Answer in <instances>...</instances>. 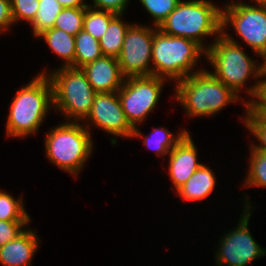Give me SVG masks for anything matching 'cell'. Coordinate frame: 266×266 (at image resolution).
<instances>
[{
	"label": "cell",
	"mask_w": 266,
	"mask_h": 266,
	"mask_svg": "<svg viewBox=\"0 0 266 266\" xmlns=\"http://www.w3.org/2000/svg\"><path fill=\"white\" fill-rule=\"evenodd\" d=\"M46 72L39 73L25 87L17 90L6 122L8 137L23 138L35 134L52 108V85Z\"/></svg>",
	"instance_id": "6da1fadb"
},
{
	"label": "cell",
	"mask_w": 266,
	"mask_h": 266,
	"mask_svg": "<svg viewBox=\"0 0 266 266\" xmlns=\"http://www.w3.org/2000/svg\"><path fill=\"white\" fill-rule=\"evenodd\" d=\"M175 99L185 109L187 116H213L231 102L242 97L204 69L178 81Z\"/></svg>",
	"instance_id": "7a4b0ae2"
},
{
	"label": "cell",
	"mask_w": 266,
	"mask_h": 266,
	"mask_svg": "<svg viewBox=\"0 0 266 266\" xmlns=\"http://www.w3.org/2000/svg\"><path fill=\"white\" fill-rule=\"evenodd\" d=\"M158 29L168 35L194 40L207 50L211 44L205 45L203 37H218L222 33V9L209 0H181Z\"/></svg>",
	"instance_id": "3957f363"
},
{
	"label": "cell",
	"mask_w": 266,
	"mask_h": 266,
	"mask_svg": "<svg viewBox=\"0 0 266 266\" xmlns=\"http://www.w3.org/2000/svg\"><path fill=\"white\" fill-rule=\"evenodd\" d=\"M206 50L194 40L165 34L156 28L152 46V76L181 81L193 71ZM176 80V81H175Z\"/></svg>",
	"instance_id": "277c9868"
},
{
	"label": "cell",
	"mask_w": 266,
	"mask_h": 266,
	"mask_svg": "<svg viewBox=\"0 0 266 266\" xmlns=\"http://www.w3.org/2000/svg\"><path fill=\"white\" fill-rule=\"evenodd\" d=\"M226 31L216 37L206 50L207 61L215 70L212 74L237 95L244 88L248 77L261 78L263 63L256 64ZM258 65V66H257Z\"/></svg>",
	"instance_id": "5b68a950"
},
{
	"label": "cell",
	"mask_w": 266,
	"mask_h": 266,
	"mask_svg": "<svg viewBox=\"0 0 266 266\" xmlns=\"http://www.w3.org/2000/svg\"><path fill=\"white\" fill-rule=\"evenodd\" d=\"M89 123L82 125L79 122L67 121L51 128L46 134L45 153L49 161L60 170L77 176L90 159L93 154V142Z\"/></svg>",
	"instance_id": "8992f818"
},
{
	"label": "cell",
	"mask_w": 266,
	"mask_h": 266,
	"mask_svg": "<svg viewBox=\"0 0 266 266\" xmlns=\"http://www.w3.org/2000/svg\"><path fill=\"white\" fill-rule=\"evenodd\" d=\"M46 75L52 85L53 108L61 112L68 122L86 120L97 92L88 82L83 70L60 67Z\"/></svg>",
	"instance_id": "52a82bcc"
},
{
	"label": "cell",
	"mask_w": 266,
	"mask_h": 266,
	"mask_svg": "<svg viewBox=\"0 0 266 266\" xmlns=\"http://www.w3.org/2000/svg\"><path fill=\"white\" fill-rule=\"evenodd\" d=\"M229 24L263 61L266 57V4L228 2L222 9V31L227 30Z\"/></svg>",
	"instance_id": "ba28073f"
},
{
	"label": "cell",
	"mask_w": 266,
	"mask_h": 266,
	"mask_svg": "<svg viewBox=\"0 0 266 266\" xmlns=\"http://www.w3.org/2000/svg\"><path fill=\"white\" fill-rule=\"evenodd\" d=\"M244 212L239 218L238 225L226 233L219 241L220 247L215 253L217 266H247L255 259L266 255L265 248H262L253 239L249 231V219L251 216V203L246 198Z\"/></svg>",
	"instance_id": "9c48e42d"
},
{
	"label": "cell",
	"mask_w": 266,
	"mask_h": 266,
	"mask_svg": "<svg viewBox=\"0 0 266 266\" xmlns=\"http://www.w3.org/2000/svg\"><path fill=\"white\" fill-rule=\"evenodd\" d=\"M165 79L157 76L124 79L118 96L130 125L135 128L157 106Z\"/></svg>",
	"instance_id": "30bf717a"
},
{
	"label": "cell",
	"mask_w": 266,
	"mask_h": 266,
	"mask_svg": "<svg viewBox=\"0 0 266 266\" xmlns=\"http://www.w3.org/2000/svg\"><path fill=\"white\" fill-rule=\"evenodd\" d=\"M154 28L143 25H130L126 31L123 47L118 57L123 77L152 76V46Z\"/></svg>",
	"instance_id": "8fae6325"
},
{
	"label": "cell",
	"mask_w": 266,
	"mask_h": 266,
	"mask_svg": "<svg viewBox=\"0 0 266 266\" xmlns=\"http://www.w3.org/2000/svg\"><path fill=\"white\" fill-rule=\"evenodd\" d=\"M88 119V120H87ZM99 129L113 136L131 138L134 128L123 111L118 92L96 93L91 112L86 118Z\"/></svg>",
	"instance_id": "7c38bea8"
},
{
	"label": "cell",
	"mask_w": 266,
	"mask_h": 266,
	"mask_svg": "<svg viewBox=\"0 0 266 266\" xmlns=\"http://www.w3.org/2000/svg\"><path fill=\"white\" fill-rule=\"evenodd\" d=\"M187 132L169 153L168 174L176 190L180 188L202 165L197 160V150Z\"/></svg>",
	"instance_id": "4fadbf2b"
},
{
	"label": "cell",
	"mask_w": 266,
	"mask_h": 266,
	"mask_svg": "<svg viewBox=\"0 0 266 266\" xmlns=\"http://www.w3.org/2000/svg\"><path fill=\"white\" fill-rule=\"evenodd\" d=\"M97 93L117 92L124 82L119 61L110 56H101L81 68Z\"/></svg>",
	"instance_id": "5bb4252c"
},
{
	"label": "cell",
	"mask_w": 266,
	"mask_h": 266,
	"mask_svg": "<svg viewBox=\"0 0 266 266\" xmlns=\"http://www.w3.org/2000/svg\"><path fill=\"white\" fill-rule=\"evenodd\" d=\"M36 231L25 229L15 239L0 247L2 266H30L31 259L39 248Z\"/></svg>",
	"instance_id": "9a60e30c"
},
{
	"label": "cell",
	"mask_w": 266,
	"mask_h": 266,
	"mask_svg": "<svg viewBox=\"0 0 266 266\" xmlns=\"http://www.w3.org/2000/svg\"><path fill=\"white\" fill-rule=\"evenodd\" d=\"M215 184L213 170L202 164L176 192L183 201H200L213 192Z\"/></svg>",
	"instance_id": "2e32d148"
},
{
	"label": "cell",
	"mask_w": 266,
	"mask_h": 266,
	"mask_svg": "<svg viewBox=\"0 0 266 266\" xmlns=\"http://www.w3.org/2000/svg\"><path fill=\"white\" fill-rule=\"evenodd\" d=\"M38 38L44 39L49 48L64 61L62 67L74 68L75 36L64 30L51 28L39 34Z\"/></svg>",
	"instance_id": "e0dca14e"
},
{
	"label": "cell",
	"mask_w": 266,
	"mask_h": 266,
	"mask_svg": "<svg viewBox=\"0 0 266 266\" xmlns=\"http://www.w3.org/2000/svg\"><path fill=\"white\" fill-rule=\"evenodd\" d=\"M153 132L148 134L147 136H143L137 127L133 130L132 137L134 138H144L143 144L147 148H152L158 155L167 156L169 155L170 151L175 147V145L183 138V136L188 132L182 129L178 132L177 136H173L168 128L160 127V128H153ZM150 148V149H151Z\"/></svg>",
	"instance_id": "ac0fdd59"
},
{
	"label": "cell",
	"mask_w": 266,
	"mask_h": 266,
	"mask_svg": "<svg viewBox=\"0 0 266 266\" xmlns=\"http://www.w3.org/2000/svg\"><path fill=\"white\" fill-rule=\"evenodd\" d=\"M121 16V14H117L110 21L106 32L99 40L101 51L104 56H110L118 59L121 53L126 31L131 25L122 21Z\"/></svg>",
	"instance_id": "d6986e66"
},
{
	"label": "cell",
	"mask_w": 266,
	"mask_h": 266,
	"mask_svg": "<svg viewBox=\"0 0 266 266\" xmlns=\"http://www.w3.org/2000/svg\"><path fill=\"white\" fill-rule=\"evenodd\" d=\"M103 56L99 40L82 29L75 36L74 68H82L86 64Z\"/></svg>",
	"instance_id": "ffe728a7"
},
{
	"label": "cell",
	"mask_w": 266,
	"mask_h": 266,
	"mask_svg": "<svg viewBox=\"0 0 266 266\" xmlns=\"http://www.w3.org/2000/svg\"><path fill=\"white\" fill-rule=\"evenodd\" d=\"M62 10L63 6L57 0H39L38 11L30 23L33 36L37 37L42 32L53 28L55 19Z\"/></svg>",
	"instance_id": "44dd1931"
},
{
	"label": "cell",
	"mask_w": 266,
	"mask_h": 266,
	"mask_svg": "<svg viewBox=\"0 0 266 266\" xmlns=\"http://www.w3.org/2000/svg\"><path fill=\"white\" fill-rule=\"evenodd\" d=\"M116 15L117 14L114 12L95 9L87 6L84 14L83 29L91 34L95 39L100 40V38L106 32L110 21Z\"/></svg>",
	"instance_id": "7402d4cb"
},
{
	"label": "cell",
	"mask_w": 266,
	"mask_h": 266,
	"mask_svg": "<svg viewBox=\"0 0 266 266\" xmlns=\"http://www.w3.org/2000/svg\"><path fill=\"white\" fill-rule=\"evenodd\" d=\"M0 221H30L23 205V198L15 199L0 189Z\"/></svg>",
	"instance_id": "603a6c76"
},
{
	"label": "cell",
	"mask_w": 266,
	"mask_h": 266,
	"mask_svg": "<svg viewBox=\"0 0 266 266\" xmlns=\"http://www.w3.org/2000/svg\"><path fill=\"white\" fill-rule=\"evenodd\" d=\"M249 170L243 186L266 187V153L254 150L251 146Z\"/></svg>",
	"instance_id": "cb8c5ba5"
},
{
	"label": "cell",
	"mask_w": 266,
	"mask_h": 266,
	"mask_svg": "<svg viewBox=\"0 0 266 266\" xmlns=\"http://www.w3.org/2000/svg\"><path fill=\"white\" fill-rule=\"evenodd\" d=\"M86 8H63L55 19L53 28L61 29L76 36L84 24V14Z\"/></svg>",
	"instance_id": "d4e9b609"
},
{
	"label": "cell",
	"mask_w": 266,
	"mask_h": 266,
	"mask_svg": "<svg viewBox=\"0 0 266 266\" xmlns=\"http://www.w3.org/2000/svg\"><path fill=\"white\" fill-rule=\"evenodd\" d=\"M246 115L242 118L245 126L251 134L259 140V143H252L250 146L257 151L266 153V116L252 112L246 107Z\"/></svg>",
	"instance_id": "484cf974"
},
{
	"label": "cell",
	"mask_w": 266,
	"mask_h": 266,
	"mask_svg": "<svg viewBox=\"0 0 266 266\" xmlns=\"http://www.w3.org/2000/svg\"><path fill=\"white\" fill-rule=\"evenodd\" d=\"M261 77L262 79L258 80L259 82L257 81L255 85L250 86V88L246 87L245 91H247L253 99L251 98V100L245 101L244 105L252 112L266 116V69L264 67Z\"/></svg>",
	"instance_id": "4316f807"
},
{
	"label": "cell",
	"mask_w": 266,
	"mask_h": 266,
	"mask_svg": "<svg viewBox=\"0 0 266 266\" xmlns=\"http://www.w3.org/2000/svg\"><path fill=\"white\" fill-rule=\"evenodd\" d=\"M181 0H140L144 9L153 17V25L159 27Z\"/></svg>",
	"instance_id": "83f0119b"
},
{
	"label": "cell",
	"mask_w": 266,
	"mask_h": 266,
	"mask_svg": "<svg viewBox=\"0 0 266 266\" xmlns=\"http://www.w3.org/2000/svg\"><path fill=\"white\" fill-rule=\"evenodd\" d=\"M14 23L22 20L31 23L38 11L39 0H10Z\"/></svg>",
	"instance_id": "f1b7e54d"
},
{
	"label": "cell",
	"mask_w": 266,
	"mask_h": 266,
	"mask_svg": "<svg viewBox=\"0 0 266 266\" xmlns=\"http://www.w3.org/2000/svg\"><path fill=\"white\" fill-rule=\"evenodd\" d=\"M30 221H0V247L15 239Z\"/></svg>",
	"instance_id": "f546056e"
},
{
	"label": "cell",
	"mask_w": 266,
	"mask_h": 266,
	"mask_svg": "<svg viewBox=\"0 0 266 266\" xmlns=\"http://www.w3.org/2000/svg\"><path fill=\"white\" fill-rule=\"evenodd\" d=\"M129 2V0H93V6H91V4L88 6L124 15L123 13Z\"/></svg>",
	"instance_id": "4dcf8cb0"
},
{
	"label": "cell",
	"mask_w": 266,
	"mask_h": 266,
	"mask_svg": "<svg viewBox=\"0 0 266 266\" xmlns=\"http://www.w3.org/2000/svg\"><path fill=\"white\" fill-rule=\"evenodd\" d=\"M13 24L14 21L11 12V1L0 0V33L8 30V28L10 29V26Z\"/></svg>",
	"instance_id": "1f68e13d"
},
{
	"label": "cell",
	"mask_w": 266,
	"mask_h": 266,
	"mask_svg": "<svg viewBox=\"0 0 266 266\" xmlns=\"http://www.w3.org/2000/svg\"><path fill=\"white\" fill-rule=\"evenodd\" d=\"M63 8H86L88 5L84 0H57Z\"/></svg>",
	"instance_id": "d6a6232c"
},
{
	"label": "cell",
	"mask_w": 266,
	"mask_h": 266,
	"mask_svg": "<svg viewBox=\"0 0 266 266\" xmlns=\"http://www.w3.org/2000/svg\"><path fill=\"white\" fill-rule=\"evenodd\" d=\"M257 4H266V0H254Z\"/></svg>",
	"instance_id": "836d02e7"
}]
</instances>
